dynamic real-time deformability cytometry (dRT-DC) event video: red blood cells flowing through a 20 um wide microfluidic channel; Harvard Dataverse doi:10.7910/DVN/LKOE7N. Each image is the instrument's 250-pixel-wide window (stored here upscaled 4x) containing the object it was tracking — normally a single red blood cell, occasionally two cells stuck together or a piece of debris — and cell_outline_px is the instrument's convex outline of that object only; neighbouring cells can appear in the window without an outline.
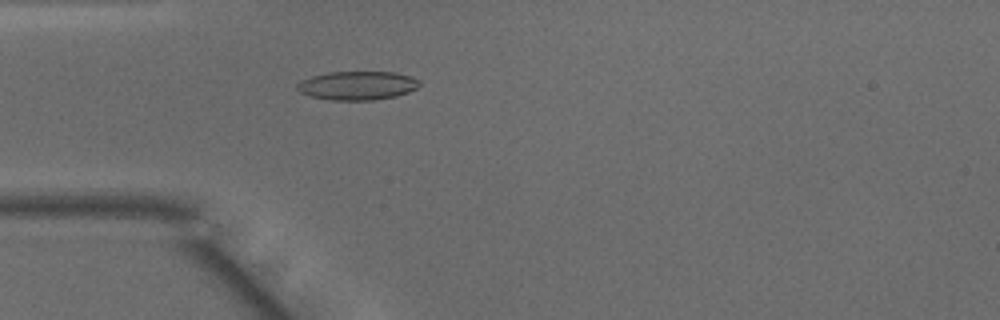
{"species": "common noctule bat (a hibernating species)", "species_latin": "Nyctalus noctula", "temperature_condition": "warm", "stored_images_in_passage": 49, "camera_frame_rate_fps": 3000, "um_per_image_px": 0.085, "animal": {"sex": "male", "body_mass_g": 15.6}, "frame": {"image": 1, "passage_image": 14, "time_ms": 4.333, "image_size_px": [1000, 320], "cell_outline_px": [[420, 84], [416, 88], [408, 92], [396, 96], [372, 100], [332, 100], [308, 96], [300, 92], [296, 88], [296, 84], [300, 80], [312, 76], [328, 72], [392, 72], [412, 76], [420, 80]], "centroid_in_image_um": [30.35, 7.27], "position_along_channel_um": 54.6, "area_um2": 20.58}}
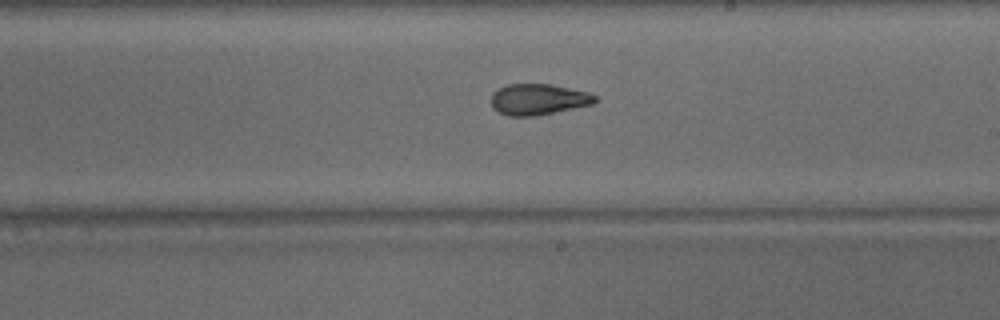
{"frame": {"image": 2, "passage_image": 28, "time_ms": 9.0, "image_size_px": [1000, 320], "cell_outline_px": [[596, 104], [536, 116], [508, 116], [492, 108], [492, 92], [508, 84], [552, 84], [588, 92], [596, 96]], "centroid_in_image_um": [45.78, 8.45], "position_along_channel_um": 243.2, "area_um2": 18.9}}
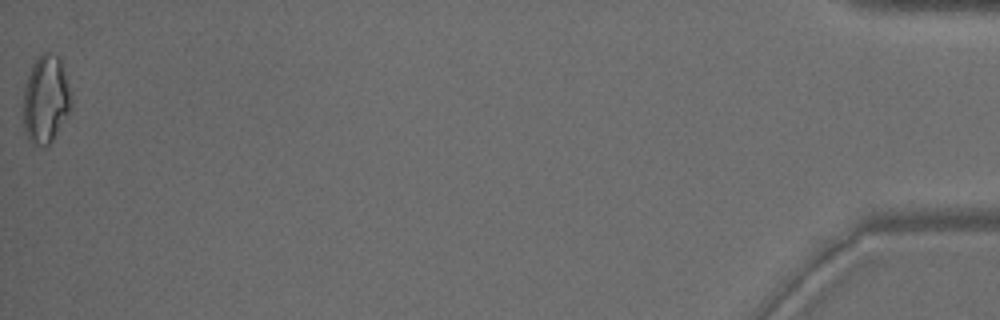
{"frame": {"image": 3, "passage_image": 49, "time_ms": 16.0, "image_size_px": [1000, 320], "cell_outline_px": [[68, 112], [52, 140], [48, 144], [40, 144], [28, 140], [24, 132], [24, 88], [32, 64], [44, 52], [52, 52], [60, 56], [68, 88]], "centroid_in_image_um": [3.84, 8.4], "position_along_channel_um": 431.4, "area_um2": 23.52}, "authors_computed_cell_mechanics": {"area_um2": 19.652, "velocity_mm_per_s": 4.1251, "shape_relaxation_time_tau1_ms": 5.2036, "shape_relaxation_time_tau2_ms": 1.4589, "deformation_change_tau1": 0.1846, "deformation_change_tau2": 0.0835}}